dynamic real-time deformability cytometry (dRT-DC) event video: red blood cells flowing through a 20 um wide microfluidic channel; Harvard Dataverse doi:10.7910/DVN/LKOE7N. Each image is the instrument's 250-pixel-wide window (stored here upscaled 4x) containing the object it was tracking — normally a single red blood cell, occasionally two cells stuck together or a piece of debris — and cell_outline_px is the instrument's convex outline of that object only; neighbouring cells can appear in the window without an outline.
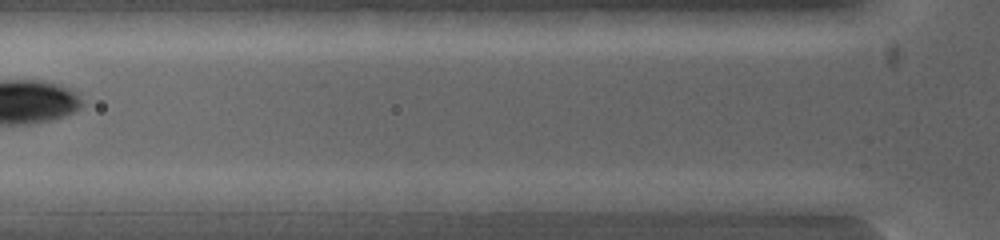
{"species": "common noctule bat (a hibernating species)", "species_latin": "Nyctalus noctula", "temperature_condition": "warm", "stored_images_in_passage": 2, "camera_frame_rate_fps": 5000, "um_per_image_px": 0.085, "animal": {"sex": "female", "body_mass_g": 19.0, "forearm_length_mm": 53.3}, "frame": {"image": 1, "passage_image": 2, "time_ms": 0.4, "image_size_px": [1000, 240], "cell_outline_px": [[588, 200], [568, 212], [496, 212], [492, 200], [580, 192], [584, 192]], "centroid_in_image_um": [46.02, 17.28], "position_along_channel_um": 79.8, "area_um2": 10.17}}